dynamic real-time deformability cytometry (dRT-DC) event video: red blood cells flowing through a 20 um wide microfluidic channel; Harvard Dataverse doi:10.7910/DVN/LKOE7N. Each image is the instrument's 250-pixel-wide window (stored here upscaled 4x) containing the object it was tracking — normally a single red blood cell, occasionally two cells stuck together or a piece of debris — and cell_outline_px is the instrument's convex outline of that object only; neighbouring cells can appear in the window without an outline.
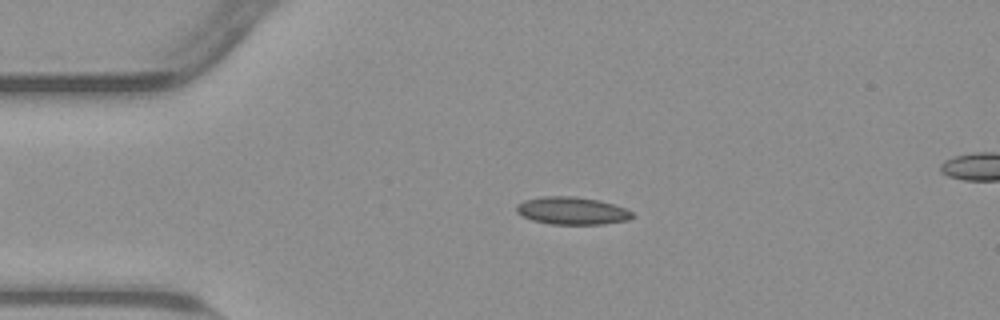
{"species": "common noctule bat (a hibernating species)", "species_latin": "Nyctalus noctula", "temperature_condition": "warm", "stored_images_in_passage": 46, "segment_of_instrument_passage": [1, 2], "camera_frame_rate_fps": 3000, "um_per_image_px": 0.085, "animal": {"sex": "male", "body_mass_g": 23.1, "forearm_length_mm": 52.7}, "frame": {"image": 1, "passage_image": 3, "time_ms": 0.667, "image_size_px": [1000, 320], "cell_outline_px": [[632, 216], [628, 220], [604, 224], [552, 224], [532, 220], [516, 212], [516, 204], [524, 200], [544, 196], [576, 196], [600, 200], [624, 208], [632, 212]], "centroid_in_image_um": [48.6, 17.9], "position_along_channel_um": 36.4, "area_um2": 18.55}}
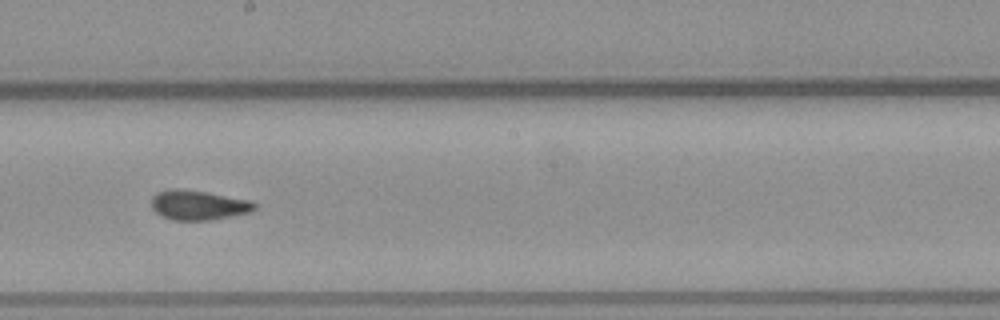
{"frame": {"image": 2, "passage_image": 21, "time_ms": 6.667, "image_size_px": [1000, 320], "cell_outline_px": [[256, 208], [248, 212], [212, 220], [172, 220], [160, 216], [152, 208], [152, 196], [156, 192], [168, 188], [180, 188], [252, 200], [256, 204]], "centroid_in_image_um": [16.82, 17.42], "position_along_channel_um": 231.4, "area_um2": 17.92}}
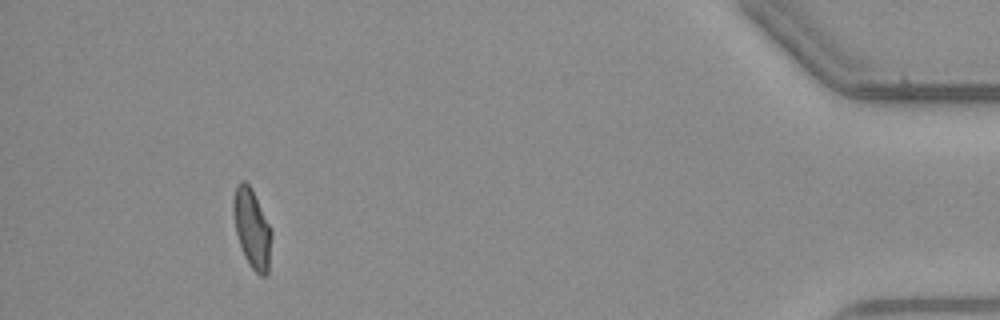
{"frame": {"image": 3, "passage_image": 41, "time_ms": 13.333, "image_size_px": [1000, 320], "cell_outline_px": [[272, 236], [268, 272], [264, 276], [260, 276], [248, 264], [244, 256], [236, 232], [232, 212], [232, 204], [236, 188], [240, 180], [244, 180], [252, 188], [272, 228]], "centroid_in_image_um": [21.43, 19.41], "position_along_channel_um": 413.8, "area_um2": 17.8}}